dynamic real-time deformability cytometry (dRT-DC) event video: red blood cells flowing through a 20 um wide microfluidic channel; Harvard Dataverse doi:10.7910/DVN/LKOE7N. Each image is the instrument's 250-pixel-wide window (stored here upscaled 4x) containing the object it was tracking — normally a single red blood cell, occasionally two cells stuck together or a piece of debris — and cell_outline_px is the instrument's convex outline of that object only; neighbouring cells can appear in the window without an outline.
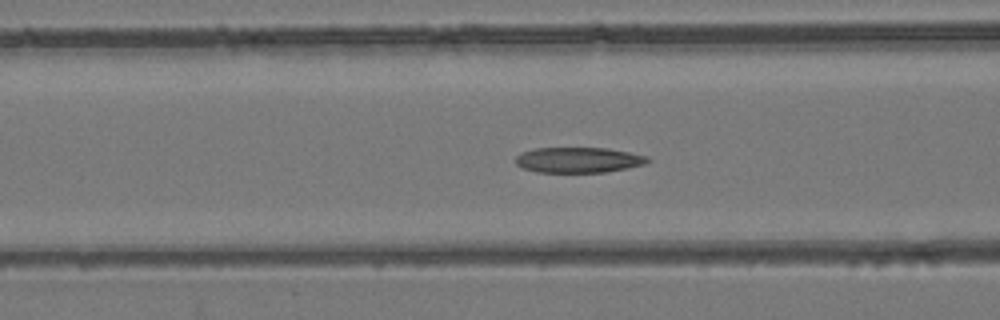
{"species": "common noctule bat (a hibernating species)", "species_latin": "Nyctalus noctula", "temperature_condition": "room temperature", "stored_images_in_passage": 48, "camera_frame_rate_fps": 3000, "um_per_image_px": 0.085, "animal": {"sex": "female", "body_mass_g": 24.6, "forearm_length_mm": 56.2}, "frame": {"image": 1, "passage_image": 16, "time_ms": 5.0, "image_size_px": [1000, 320], "cell_outline_px": [[652, 160], [644, 164], [628, 168], [604, 172], [536, 172], [524, 168], [516, 164], [516, 156], [520, 152], [532, 148], [608, 148], [648, 156]], "centroid_in_image_um": [49.16, 13.59], "position_along_channel_um": 117.4, "area_um2": 19.65}}
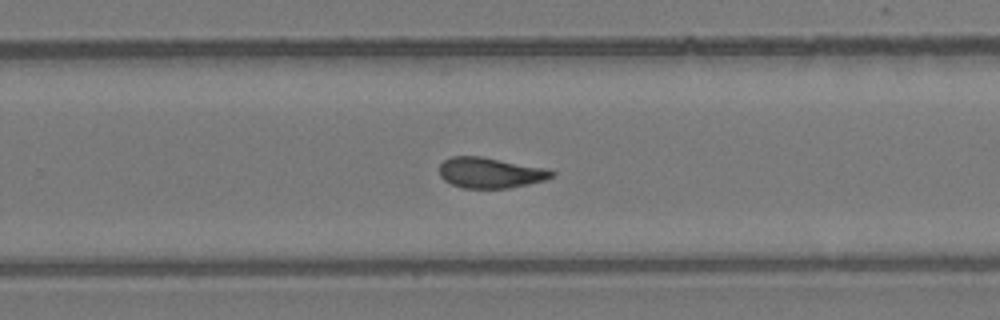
{"frame": {"image": 2, "passage_image": 29, "time_ms": 9.333, "image_size_px": [1000, 320], "cell_outline_px": [[556, 176], [544, 180], [528, 184], [508, 188], [464, 188], [452, 184], [444, 180], [440, 176], [440, 164], [444, 160], [452, 156], [480, 156], [548, 168], [556, 172]], "centroid_in_image_um": [41.71, 14.68], "position_along_channel_um": 288.1, "area_um2": 20.11}}
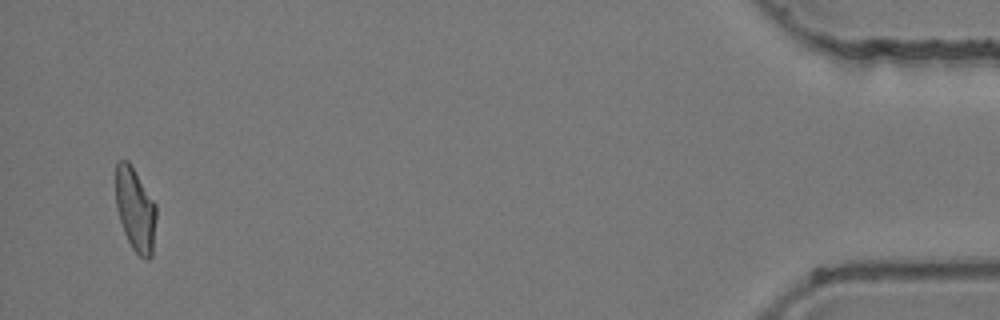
{"frame": {"image": 3, "passage_image": 46, "time_ms": 15.0, "image_size_px": [1000, 320], "cell_outline_px": [[156, 220], [152, 256], [148, 260], [144, 260], [132, 248], [124, 232], [116, 208], [116, 160], [128, 160], [156, 204]], "centroid_in_image_um": [11.51, 17.82], "position_along_channel_um": 423.7, "area_um2": 19.77}, "authors_computed_cell_mechanics": {"area_um2": 20.519, "velocity_mm_per_s": 3.9437, "shape_relaxation_time_tau1_ms": null, "shape_relaxation_time_tau2_ms": 1.5104, "deformation_change_tau1": null, "deformation_change_tau2": 0.0847}}